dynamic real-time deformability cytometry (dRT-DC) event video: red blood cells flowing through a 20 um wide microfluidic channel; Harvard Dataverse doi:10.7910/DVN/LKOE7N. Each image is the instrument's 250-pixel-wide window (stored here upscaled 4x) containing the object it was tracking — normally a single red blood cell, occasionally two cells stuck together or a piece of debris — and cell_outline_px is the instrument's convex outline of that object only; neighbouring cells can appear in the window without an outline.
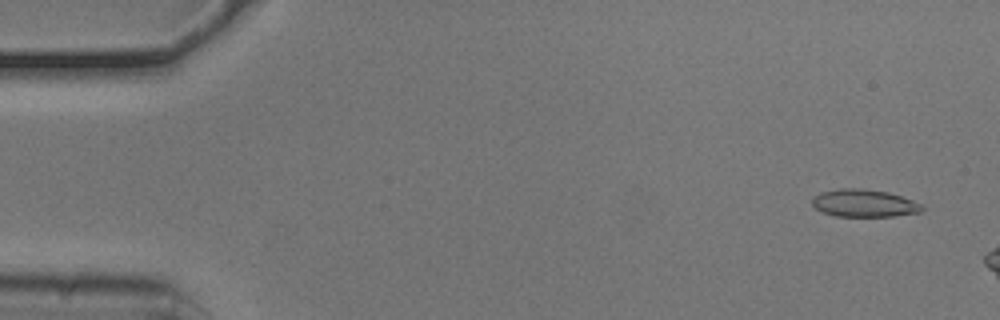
{"species": "common noctule bat (a hibernating species)", "species_latin": "Nyctalus noctula", "temperature_condition": "cold", "stored_images_in_passage": 14, "camera_frame_rate_fps": 3000, "um_per_image_px": 0.085, "animal": {"sex": "male", "body_mass_g": 20.5, "forearm_length_mm": 52.5}, "frame": {"image": 1, "passage_image": 3, "time_ms": 0.667, "image_size_px": [1000, 320], "cell_outline_px": [[924, 208], [920, 212], [892, 216], [836, 216], [824, 212], [816, 208], [812, 204], [812, 196], [820, 192], [840, 188], [860, 188], [888, 192], [912, 200], [920, 204]], "centroid_in_image_um": [73.41, 17.26], "position_along_channel_um": 11.6, "area_um2": 17.51}}